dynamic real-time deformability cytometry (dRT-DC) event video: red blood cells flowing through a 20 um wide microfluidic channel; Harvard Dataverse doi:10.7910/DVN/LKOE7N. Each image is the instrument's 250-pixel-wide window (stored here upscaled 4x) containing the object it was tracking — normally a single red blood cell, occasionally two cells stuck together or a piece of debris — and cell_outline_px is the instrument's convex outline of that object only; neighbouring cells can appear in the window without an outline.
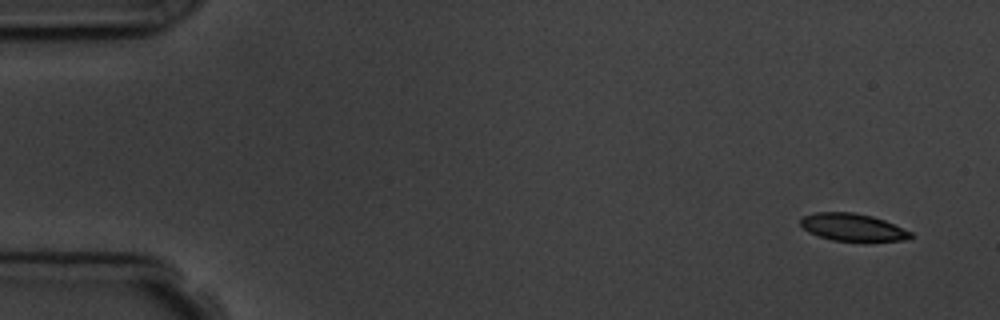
{"species": "common noctule bat (a hibernating species)", "species_latin": "Nyctalus noctula", "temperature_condition": "room temperature", "stored_images_in_passage": 5, "camera_frame_rate_fps": 3000, "um_per_image_px": 0.085, "animal": {"sex": "male", "body_mass_g": 19.5, "forearm_length_mm": 54.6}, "frame": {"image": 1, "passage_image": 1, "time_ms": 0.0, "image_size_px": [1000, 320], "cell_outline_px": [[912, 236], [908, 240], [832, 240], [808, 232], [800, 224], [800, 216], [816, 212], [852, 212], [872, 216], [884, 220], [912, 232]], "centroid_in_image_um": [72.43, 19.29], "position_along_channel_um": 12.6, "area_um2": 17.34}}
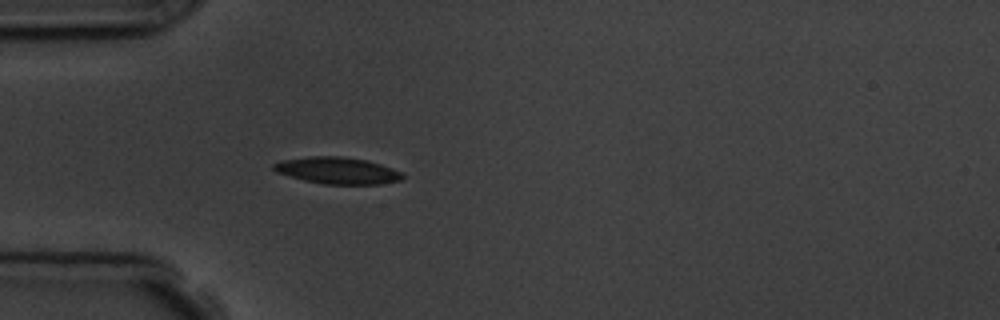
{"frame": {"image": 2, "passage_image": 5, "time_ms": 4.333, "image_size_px": [1000, 320], "cell_outline_px": [[404, 176], [400, 180], [380, 184], [324, 184], [304, 180], [288, 176], [276, 172], [272, 168], [272, 164], [280, 160], [308, 156], [340, 156], [364, 160], [380, 164], [404, 172]], "centroid_in_image_um": [28.65, 14.49], "position_along_channel_um": 56.3, "area_um2": 20.11}}